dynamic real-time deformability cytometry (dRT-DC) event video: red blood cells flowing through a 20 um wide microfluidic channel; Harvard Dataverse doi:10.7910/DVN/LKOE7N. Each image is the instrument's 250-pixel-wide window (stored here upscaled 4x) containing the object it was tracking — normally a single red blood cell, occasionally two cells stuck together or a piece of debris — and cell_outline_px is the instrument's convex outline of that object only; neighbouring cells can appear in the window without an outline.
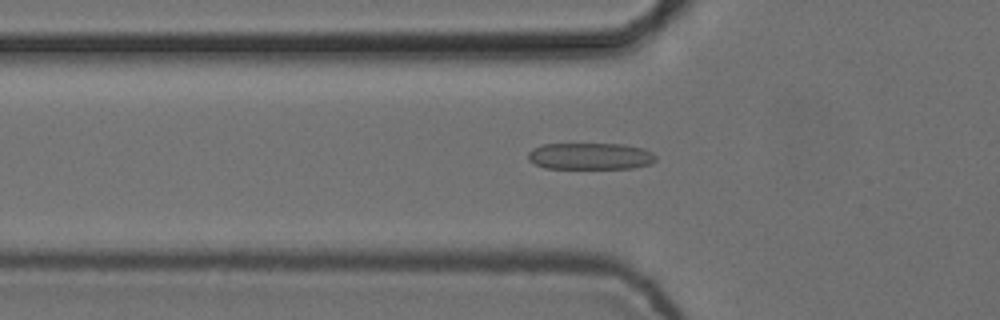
{"species": "common noctule bat (a hibernating species)", "species_latin": "Nyctalus noctula", "temperature_condition": "cold", "stored_images_in_passage": 4, "camera_frame_rate_fps": 3000, "um_per_image_px": 0.085, "animal": {"sex": "female", "body_mass_g": 24.6, "forearm_length_mm": 56.2}, "frame": {"image": 1, "passage_image": 4, "time_ms": 1.0, "image_size_px": [1000, 320], "cell_outline_px": [[656, 160], [648, 164], [632, 168], [544, 168], [528, 160], [528, 152], [532, 148], [544, 144], [624, 144], [644, 148], [652, 152], [656, 156]], "centroid_in_image_um": [50.17, 13.27], "position_along_channel_um": 75.6, "area_um2": 19.88}}